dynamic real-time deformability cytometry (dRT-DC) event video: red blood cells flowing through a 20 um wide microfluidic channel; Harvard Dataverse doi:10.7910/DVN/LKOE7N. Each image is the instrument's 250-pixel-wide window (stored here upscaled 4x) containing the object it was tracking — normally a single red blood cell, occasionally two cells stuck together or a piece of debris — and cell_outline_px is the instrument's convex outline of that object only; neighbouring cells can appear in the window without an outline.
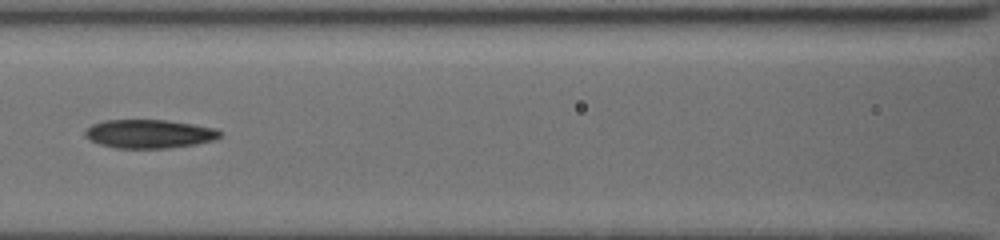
{"species": "common noctule bat (a hibernating species)", "species_latin": "Nyctalus noctula", "temperature_condition": "cold", "stored_images_in_passage": 28, "camera_frame_rate_fps": 3000, "um_per_image_px": 0.085, "animal": {"sex": "female", "body_mass_g": 19.5, "forearm_length_mm": 54.1}, "frame": {"image": 1, "passage_image": 17, "time_ms": 3.0, "image_size_px": [1000, 240], "cell_outline_px": [[224, 136], [216, 140], [196, 144], [168, 148], [116, 148], [100, 144], [88, 140], [84, 136], [84, 132], [92, 124], [104, 120], [168, 120], [216, 128], [224, 132]], "centroid_in_image_um": [12.73, 11.38], "position_along_channel_um": 153.9, "area_um2": 22.83}}